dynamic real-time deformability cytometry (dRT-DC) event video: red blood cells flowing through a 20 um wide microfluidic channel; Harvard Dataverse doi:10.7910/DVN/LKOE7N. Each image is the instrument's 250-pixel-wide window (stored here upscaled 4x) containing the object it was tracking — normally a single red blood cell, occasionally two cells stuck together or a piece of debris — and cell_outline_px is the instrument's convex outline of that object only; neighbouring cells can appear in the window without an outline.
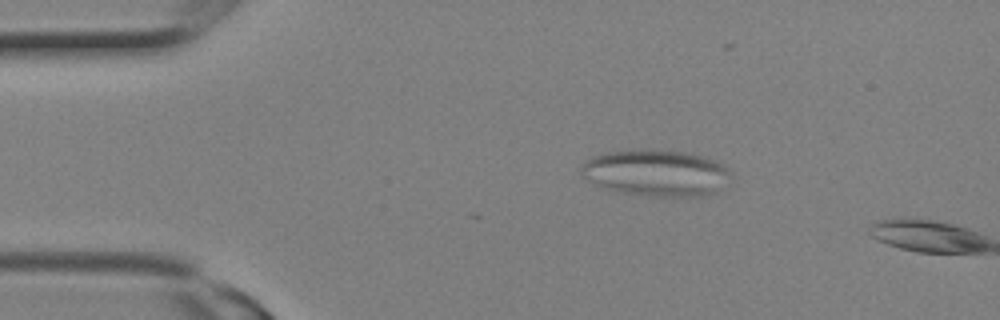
{"species": "Egyptian fruit bat (a non-hibernating species)", "species_latin": "Rousettus aegyptiacus", "temperature_condition": "room temperature", "stored_images_in_passage": 2, "camera_frame_rate_fps": 3000, "um_per_image_px": 0.085, "animal": {"sex": "female"}, "frame": {"image": 1, "passage_image": 1, "time_ms": 0.0, "image_size_px": [1000, 320], "cell_outline_px": [[732, 176], [716, 192], [704, 196], [656, 196], [620, 192], [600, 188], [588, 180], [580, 172], [580, 168], [584, 160], [592, 156], [604, 152], [644, 148], [652, 148], [684, 152], [704, 156], [716, 160], [724, 164], [732, 172]], "centroid_in_image_um": [55.76, 14.67], "position_along_channel_um": 29.2, "area_um2": 41.27}}